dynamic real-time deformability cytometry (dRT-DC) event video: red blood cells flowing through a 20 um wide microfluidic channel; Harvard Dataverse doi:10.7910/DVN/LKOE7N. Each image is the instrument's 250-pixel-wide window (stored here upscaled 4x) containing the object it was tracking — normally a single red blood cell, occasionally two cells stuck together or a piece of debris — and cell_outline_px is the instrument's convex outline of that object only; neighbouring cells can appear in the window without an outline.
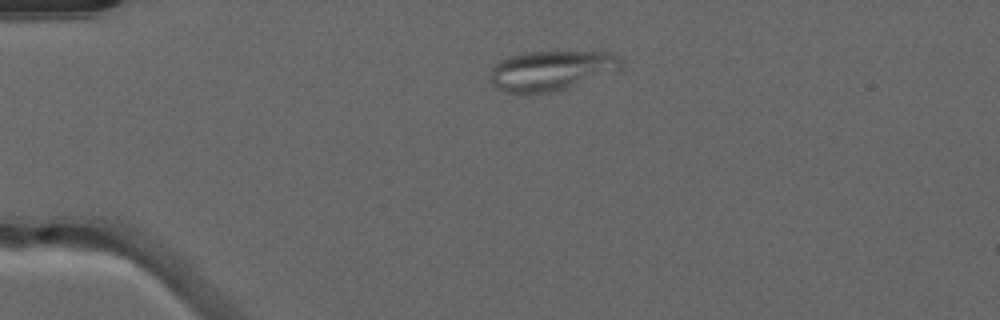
{"species": "common noctule bat (a hibernating species)", "species_latin": "Nyctalus noctula", "temperature_condition": "warm", "stored_images_in_passage": 40, "camera_frame_rate_fps": 3000, "um_per_image_px": 0.085, "animal": {"sex": "male", "forearm_length_mm": 52.5}, "frame": {"image": 1, "passage_image": 1, "time_ms": 0.0, "image_size_px": [1000, 320], "cell_outline_px": [[624, 68], [552, 92], [504, 92], [496, 88], [488, 80], [492, 68], [500, 60], [508, 56], [524, 52], [608, 52], [620, 56], [624, 60]], "centroid_in_image_um": [46.84, 5.97], "position_along_channel_um": 38.2, "area_um2": 30.23}}
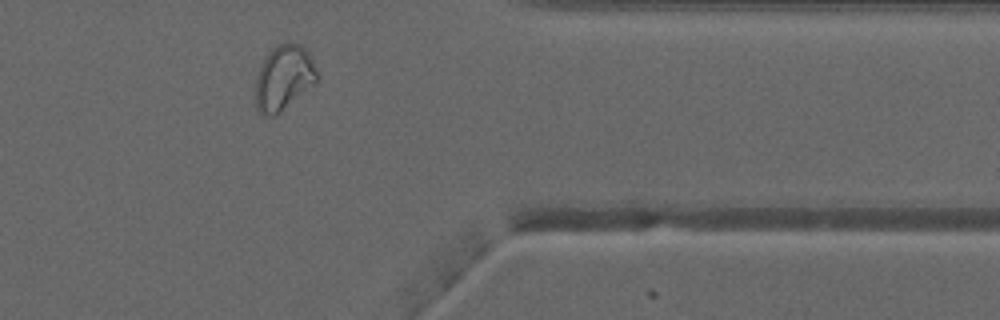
{"frame": {"image": 2, "passage_image": 31, "time_ms": 10.0, "image_size_px": [1000, 320], "cell_outline_px": [[320, 76], [312, 84], [272, 116], [268, 116], [260, 112], [256, 108], [256, 80], [264, 56], [272, 48], [280, 44], [300, 44], [308, 52]], "centroid_in_image_um": [24.1, 6.56], "position_along_channel_um": 387.3, "area_um2": 22.37}}
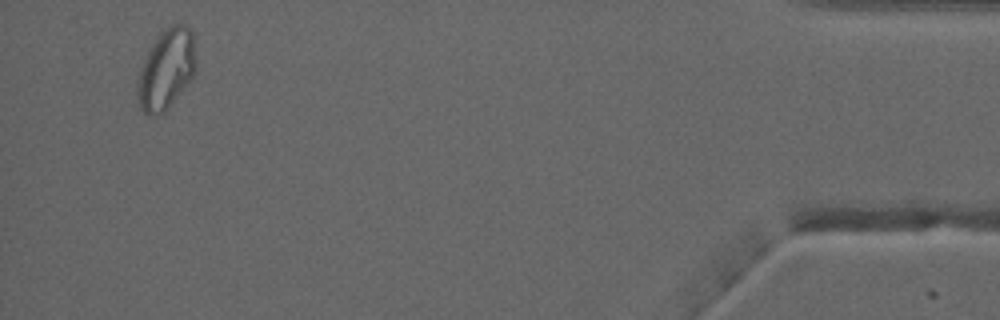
{"frame": {"image": 3, "passage_image": 38, "time_ms": 12.333, "image_size_px": [1000, 320], "cell_outline_px": [[196, 68], [192, 76], [168, 108], [164, 112], [148, 116], [140, 108], [136, 96], [136, 80], [140, 68], [152, 44], [160, 32], [164, 28], [172, 24], [188, 24], [192, 28], [196, 60]], "centroid_in_image_um": [14.12, 5.86], "position_along_channel_um": 421.1, "area_um2": 27.46}, "authors_computed_cell_mechanics": {"area_um2": 22.8021, "velocity_mm_per_s": 4.0518, "shape_relaxation_time_tau1_ms": null, "shape_relaxation_time_tau2_ms": 1.2965, "deformation_change_tau1": null, "deformation_change_tau2": 0.0455}}